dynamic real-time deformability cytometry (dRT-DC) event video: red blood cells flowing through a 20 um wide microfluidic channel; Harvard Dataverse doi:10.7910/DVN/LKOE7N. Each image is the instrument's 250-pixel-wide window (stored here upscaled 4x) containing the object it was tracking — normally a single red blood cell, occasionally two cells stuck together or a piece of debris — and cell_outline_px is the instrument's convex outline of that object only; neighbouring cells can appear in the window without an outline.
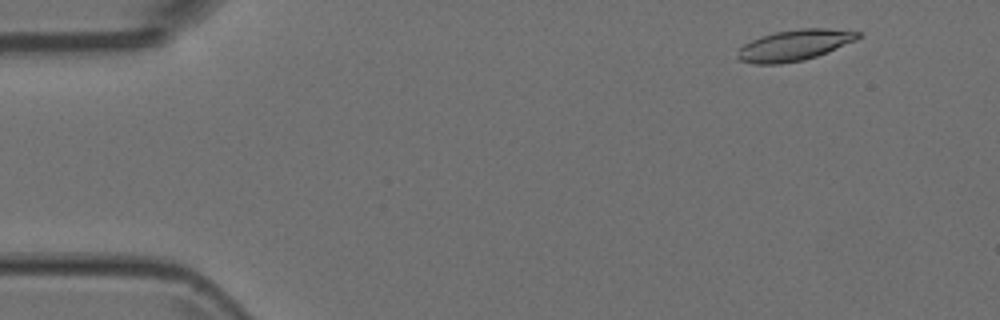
{"species": "Egyptian fruit bat (a non-hibernating species)", "species_latin": "Rousettus aegyptiacus", "temperature_condition": "room temperature", "stored_images_in_passage": 5, "camera_frame_rate_fps": 3000, "um_per_image_px": 0.085, "animal": {"sex": "female"}, "frame": {"image": 1, "passage_image": 1, "time_ms": 0.0, "image_size_px": [1000, 320], "cell_outline_px": [[864, 36], [856, 40], [828, 52], [804, 60], [780, 64], [752, 64], [740, 60], [736, 56], [740, 48], [744, 44], [760, 36], [776, 32], [800, 28], [828, 28], [864, 32]], "centroid_in_image_um": [67.57, 3.83], "position_along_channel_um": 17.4, "area_um2": 21.91}}
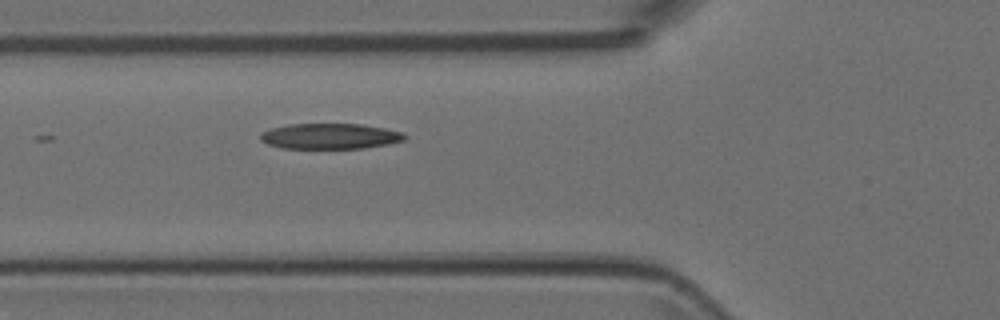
{"frame": {"image": 2, "passage_image": 5, "time_ms": 1.333, "image_size_px": [1000, 320], "cell_outline_px": [[408, 136], [404, 140], [388, 144], [364, 148], [284, 148], [268, 144], [260, 140], [260, 132], [272, 128], [288, 124], [360, 124], [384, 128], [404, 132]], "centroid_in_image_um": [28.07, 11.57], "position_along_channel_um": 97.7, "area_um2": 21.5}}